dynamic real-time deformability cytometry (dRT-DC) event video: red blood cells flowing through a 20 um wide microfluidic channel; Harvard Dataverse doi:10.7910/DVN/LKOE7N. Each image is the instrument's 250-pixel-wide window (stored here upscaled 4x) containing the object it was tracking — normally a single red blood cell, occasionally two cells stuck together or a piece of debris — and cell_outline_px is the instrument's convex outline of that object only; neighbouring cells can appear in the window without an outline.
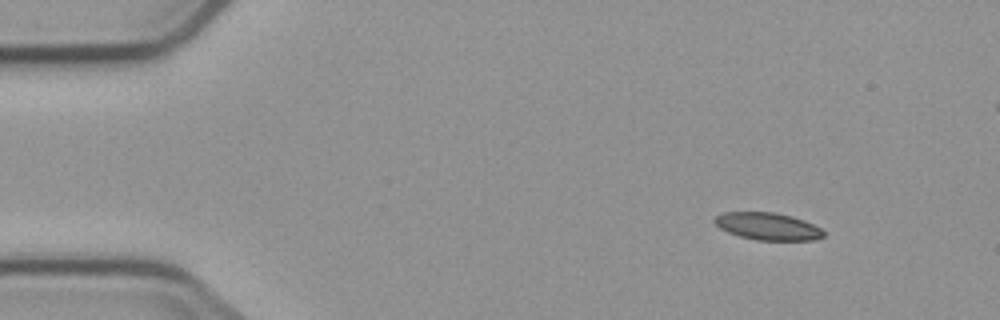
{"species": "common noctule bat (a hibernating species)", "species_latin": "Nyctalus noctula", "temperature_condition": "cold", "stored_images_in_passage": 9, "camera_frame_rate_fps": 3000, "um_per_image_px": 0.085, "animal": {"sex": "male", "body_mass_g": 23.1, "forearm_length_mm": 52.7}, "frame": {"image": 1, "passage_image": 2, "time_ms": 1.0, "image_size_px": [1000, 320], "cell_outline_px": [[824, 236], [812, 240], [756, 240], [740, 236], [728, 232], [720, 228], [712, 220], [716, 216], [724, 212], [776, 212], [792, 216], [804, 220], [820, 228], [824, 232]], "centroid_in_image_um": [65.24, 19.23], "position_along_channel_um": 19.8, "area_um2": 17.28}}
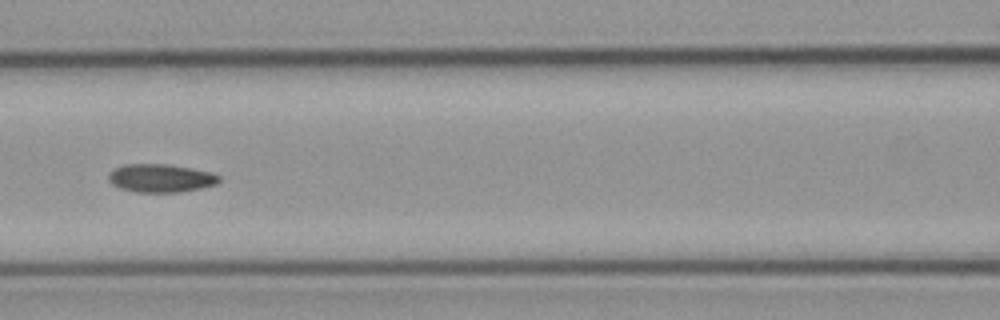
{"frame": {"image": 2, "passage_image": 7, "time_ms": 7.0, "image_size_px": [1000, 320], "cell_outline_px": [[220, 180], [216, 184], [200, 188], [180, 192], [136, 192], [120, 188], [112, 184], [108, 180], [108, 176], [116, 168], [124, 164], [168, 164], [212, 172], [220, 176]], "centroid_in_image_um": [13.67, 15.14], "position_along_channel_um": 152.9, "area_um2": 18.09}}
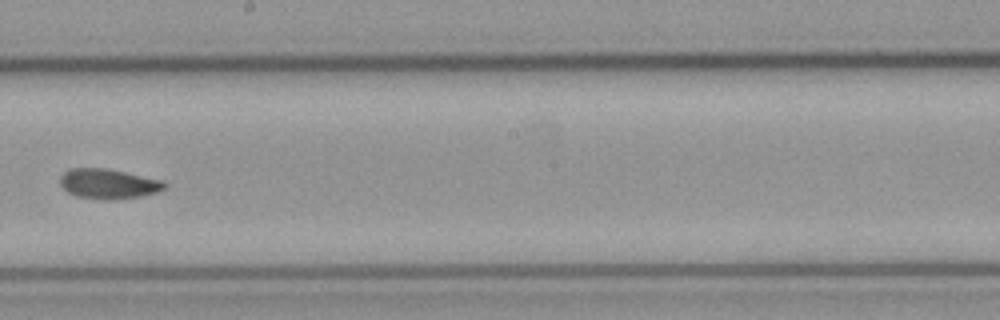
{"frame": {"image": 3, "passage_image": 9, "time_ms": 9.333, "image_size_px": [1000, 320], "cell_outline_px": [[168, 184], [164, 188], [156, 192], [140, 196], [112, 200], [104, 200], [76, 196], [68, 192], [60, 184], [60, 176], [68, 168], [104, 168], [164, 180]], "centroid_in_image_um": [9.2, 15.62], "position_along_channel_um": 239.0, "area_um2": 18.21}}